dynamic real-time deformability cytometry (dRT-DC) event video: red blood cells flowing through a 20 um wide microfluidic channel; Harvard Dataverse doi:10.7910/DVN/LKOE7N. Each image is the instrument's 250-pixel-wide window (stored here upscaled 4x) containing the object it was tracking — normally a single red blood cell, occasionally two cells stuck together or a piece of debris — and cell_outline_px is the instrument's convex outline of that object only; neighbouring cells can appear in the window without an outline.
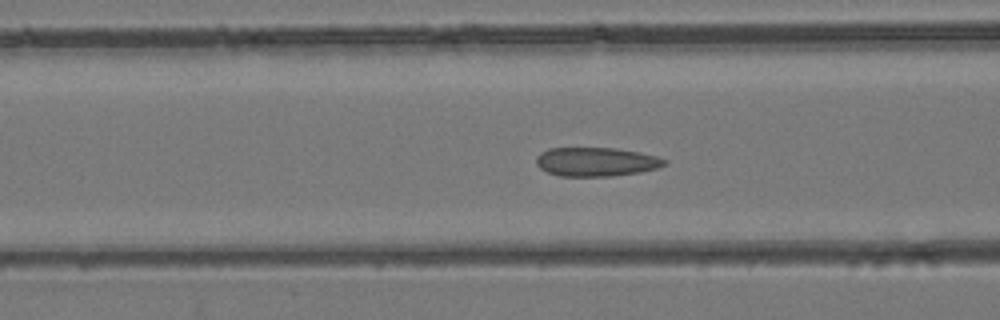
{"species": "common noctule bat (a hibernating species)", "species_latin": "Nyctalus noctula", "temperature_condition": "room temperature", "stored_images_in_passage": 41, "camera_frame_rate_fps": 3000, "um_per_image_px": 0.085, "animal": {"sex": "female", "body_mass_g": 24.6, "forearm_length_mm": 56.2}, "frame": {"image": 1, "passage_image": 14, "time_ms": 4.333, "image_size_px": [1000, 320], "cell_outline_px": [[668, 164], [656, 168], [640, 172], [612, 176], [560, 176], [548, 172], [540, 168], [536, 164], [536, 156], [540, 152], [548, 148], [616, 148], [640, 152], [656, 156], [668, 160]], "centroid_in_image_um": [50.68, 13.75], "position_along_channel_um": 115.9, "area_um2": 21.73}}
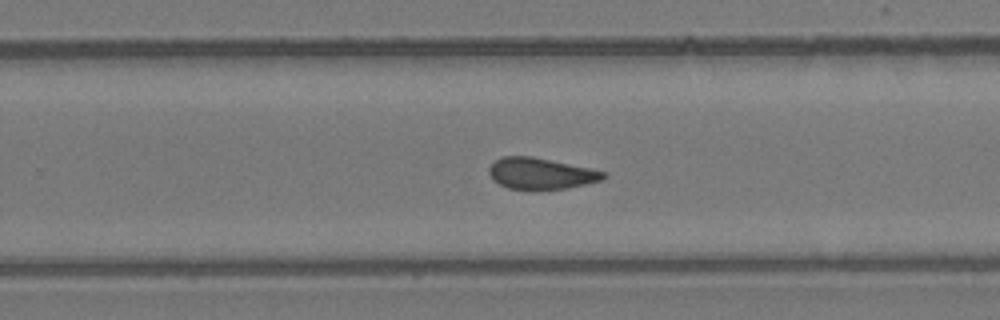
{"frame": {"image": 2, "passage_image": 25, "time_ms": 8.0, "image_size_px": [1000, 320], "cell_outline_px": [[608, 176], [600, 180], [568, 188], [508, 188], [500, 184], [488, 172], [488, 168], [500, 156], [532, 156], [588, 168], [604, 172]], "centroid_in_image_um": [45.95, 14.72], "position_along_channel_um": 283.8, "area_um2": 20.17}}
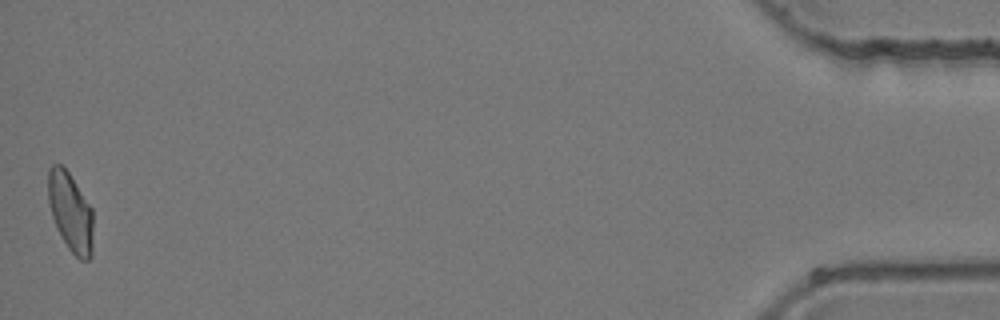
{"frame": {"image": 3, "passage_image": 41, "time_ms": 13.333, "image_size_px": [1000, 320], "cell_outline_px": [[92, 256], [88, 260], [80, 260], [68, 248], [56, 228], [52, 216], [48, 200], [48, 168], [52, 164], [60, 164], [68, 172], [92, 208]], "centroid_in_image_um": [5.98, 18.03], "position_along_channel_um": 429.2, "area_um2": 20.63}}